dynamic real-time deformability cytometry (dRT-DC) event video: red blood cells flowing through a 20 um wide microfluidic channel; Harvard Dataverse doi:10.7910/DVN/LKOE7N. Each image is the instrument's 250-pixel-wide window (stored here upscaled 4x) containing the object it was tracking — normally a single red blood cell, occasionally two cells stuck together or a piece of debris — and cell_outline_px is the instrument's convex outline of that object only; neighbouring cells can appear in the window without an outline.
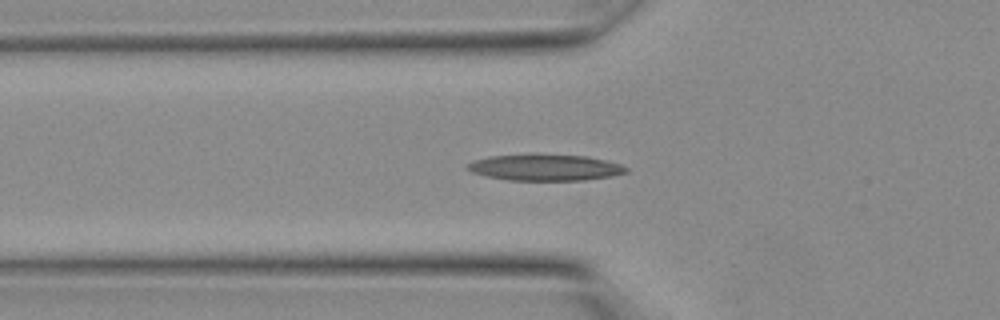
{"species": "Egyptian fruit bat (a non-hibernating species)", "species_latin": "Rousettus aegyptiacus", "temperature_condition": "warm", "stored_images_in_passage": 19, "camera_frame_rate_fps": 3000, "um_per_image_px": 0.085, "animal": {"sex": "female"}, "frame": {"image": 1, "passage_image": 11, "time_ms": 3.333, "image_size_px": [1000, 320], "cell_outline_px": [[628, 172], [608, 176], [584, 180], [508, 180], [488, 176], [472, 172], [468, 168], [468, 164], [476, 160], [488, 156], [536, 152], [588, 156], [608, 160], [620, 164], [628, 168]], "centroid_in_image_um": [46.36, 14.19], "position_along_channel_um": 79.4, "area_um2": 24.8}}
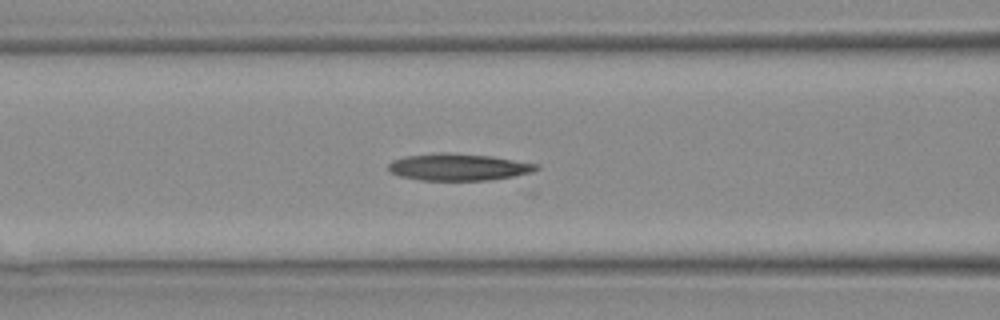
{"frame": {"image": 2, "passage_image": 13, "time_ms": 4.0, "image_size_px": [1000, 320], "cell_outline_px": [[540, 168], [532, 172], [512, 176], [488, 180], [420, 180], [400, 176], [388, 172], [388, 164], [392, 160], [404, 156], [440, 152], [448, 152], [492, 156], [536, 164]], "centroid_in_image_um": [38.9, 14.19], "position_along_channel_um": 127.7, "area_um2": 23.24}}